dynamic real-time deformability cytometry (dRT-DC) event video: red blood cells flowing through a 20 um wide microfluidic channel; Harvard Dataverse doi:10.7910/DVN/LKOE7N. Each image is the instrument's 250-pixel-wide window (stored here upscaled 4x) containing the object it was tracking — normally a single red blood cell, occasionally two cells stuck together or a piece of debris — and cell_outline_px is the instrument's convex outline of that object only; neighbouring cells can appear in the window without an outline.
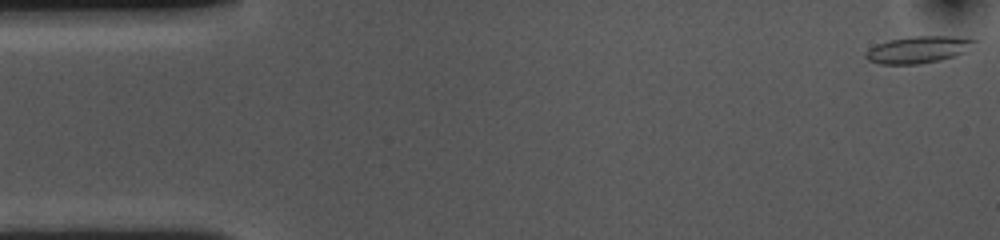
{"species": "common noctule bat (a hibernating species)", "species_latin": "Nyctalus noctula", "temperature_condition": "cold", "stored_images_in_passage": 54, "camera_frame_rate_fps": 3000, "um_per_image_px": 0.085, "animal": {"sex": "female", "body_mass_g": 10.0, "forearm_length_mm": 53.1}, "frame": {"image": 1, "passage_image": 1, "time_ms": 0.0, "image_size_px": [1000, 240], "cell_outline_px": [[980, 40], [976, 48], [968, 52], [956, 56], [940, 60], [920, 64], [880, 64], [868, 60], [864, 56], [864, 52], [868, 48], [876, 44], [888, 40], [912, 36], [968, 36]], "centroid_in_image_um": [78.18, 4.2], "position_along_channel_um": 6.8, "area_um2": 17.86}}
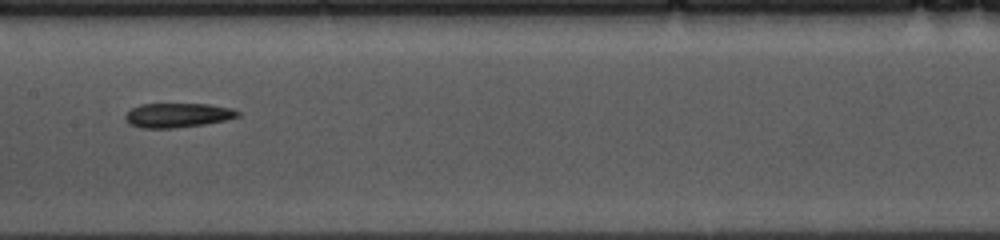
{"frame": {"image": 2, "passage_image": 26, "time_ms": 8.333, "image_size_px": [1000, 240], "cell_outline_px": [[240, 116], [224, 120], [204, 124], [172, 128], [144, 128], [128, 124], [124, 120], [124, 116], [132, 108], [140, 104], [208, 104], [232, 108], [240, 112]], "centroid_in_image_um": [15.08, 9.79], "position_along_channel_um": 192.3, "area_um2": 15.95}}
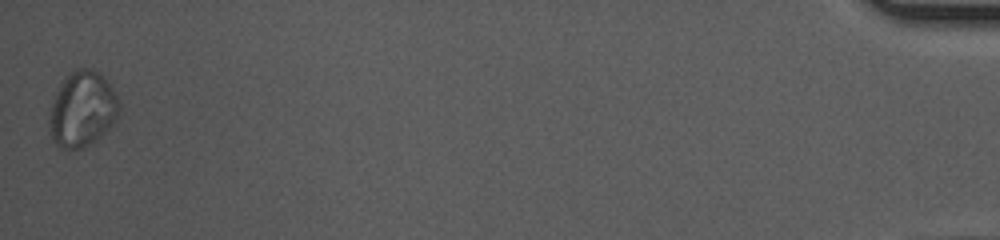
{"frame": {"image": 3, "passage_image": 54, "time_ms": 17.667, "image_size_px": [1000, 240], "cell_outline_px": [[120, 108], [116, 120], [100, 136], [88, 144], [80, 148], [60, 148], [52, 140], [48, 124], [48, 120], [52, 104], [56, 92], [64, 76], [80, 68], [92, 68], [112, 88], [120, 104]], "centroid_in_image_um": [6.97, 9.28], "position_along_channel_um": 428.2, "area_um2": 30.23}, "authors_computed_cell_mechanics": {"area_um2": 17.051, "velocity_mm_per_s": 3.6081, "shape_relaxation_time_tau1_ms": 4.4979, "shape_relaxation_time_tau2_ms": 3.9509, "deformation_change_tau1": 0.1307, "deformation_change_tau2": 0.0865}}